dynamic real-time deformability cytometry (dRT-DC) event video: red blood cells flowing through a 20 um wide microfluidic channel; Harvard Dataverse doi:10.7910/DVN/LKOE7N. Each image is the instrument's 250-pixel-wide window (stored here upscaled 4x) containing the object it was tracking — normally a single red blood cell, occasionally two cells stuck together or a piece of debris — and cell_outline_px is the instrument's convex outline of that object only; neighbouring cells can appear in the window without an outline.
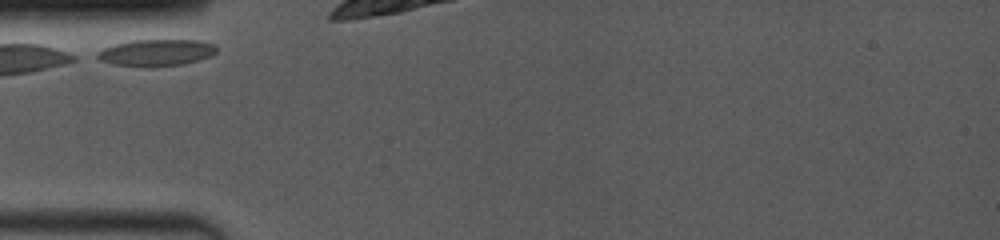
{"species": "common noctule bat (a hibernating species)", "species_latin": "Nyctalus noctula", "temperature_condition": "room temperature", "stored_images_in_passage": 23, "camera_frame_rate_fps": 4000, "um_per_image_px": 0.085, "animal": {"sex": "female", "body_mass_g": 19.0, "forearm_length_mm": 53.3}, "frame": {"image": 1, "passage_image": 1, "time_ms": 0.0, "image_size_px": [1000, 240], "cell_outline_px": [[216, 52], [208, 56], [184, 64], [152, 68], [116, 64], [100, 60], [92, 56], [96, 52], [104, 48], [116, 44], [132, 40], [196, 40], [212, 44], [216, 48]], "centroid_in_image_um": [13.21, 4.49], "position_along_channel_um": 71.8, "area_um2": 18.5}}